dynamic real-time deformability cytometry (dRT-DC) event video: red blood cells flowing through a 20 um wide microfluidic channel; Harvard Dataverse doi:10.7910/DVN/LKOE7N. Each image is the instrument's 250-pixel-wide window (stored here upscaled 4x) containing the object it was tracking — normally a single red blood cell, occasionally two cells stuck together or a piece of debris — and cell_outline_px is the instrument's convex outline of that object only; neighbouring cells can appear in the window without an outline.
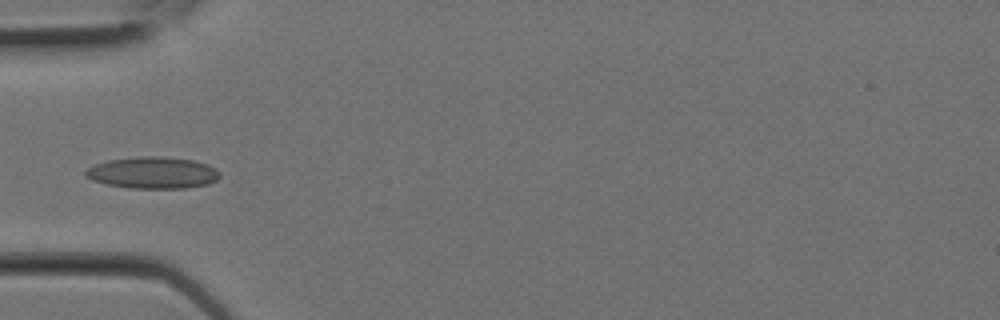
{"species": "Egyptian fruit bat (a non-hibernating species)", "species_latin": "Rousettus aegyptiacus", "temperature_condition": "room temperature", "stored_images_in_passage": 9, "camera_frame_rate_fps": 3000, "um_per_image_px": 0.085, "animal": {"sex": "female"}, "frame": {"image": 1, "passage_image": 7, "time_ms": 2.0, "image_size_px": [1000, 320], "cell_outline_px": [[220, 176], [216, 180], [208, 184], [184, 188], [132, 188], [104, 184], [92, 180], [84, 176], [84, 172], [88, 168], [96, 164], [108, 160], [140, 156], [164, 156], [192, 160], [208, 164], [216, 168], [220, 172]], "centroid_in_image_um": [12.99, 14.68], "position_along_channel_um": 72.0, "area_um2": 24.91}}
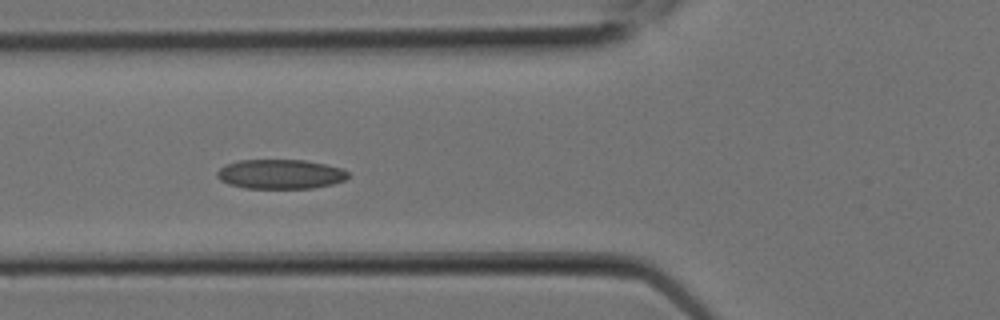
{"frame": {"image": 2, "passage_image": 8, "time_ms": 2.333, "image_size_px": [1000, 320], "cell_outline_px": [[348, 176], [344, 180], [332, 184], [312, 188], [244, 188], [228, 184], [220, 180], [216, 176], [216, 172], [224, 164], [240, 160], [304, 160], [324, 164], [340, 168], [348, 172]], "centroid_in_image_um": [23.78, 14.8], "position_along_channel_um": 102.0, "area_um2": 22.48}}
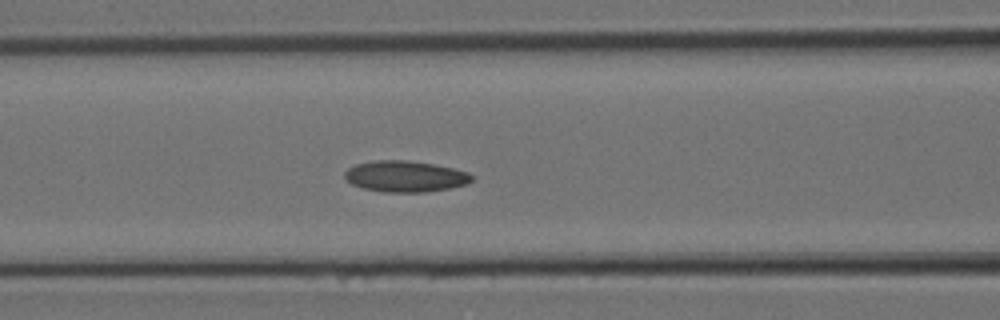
{"frame": {"image": 3, "passage_image": 9, "time_ms": 2.667, "image_size_px": [1000, 320], "cell_outline_px": [[472, 180], [468, 184], [452, 188], [424, 192], [384, 192], [364, 188], [352, 184], [344, 176], [344, 172], [348, 168], [356, 164], [372, 160], [408, 160], [436, 164], [468, 172], [472, 176]], "centroid_in_image_um": [34.46, 14.98], "position_along_channel_um": 132.1, "area_um2": 23.18}}